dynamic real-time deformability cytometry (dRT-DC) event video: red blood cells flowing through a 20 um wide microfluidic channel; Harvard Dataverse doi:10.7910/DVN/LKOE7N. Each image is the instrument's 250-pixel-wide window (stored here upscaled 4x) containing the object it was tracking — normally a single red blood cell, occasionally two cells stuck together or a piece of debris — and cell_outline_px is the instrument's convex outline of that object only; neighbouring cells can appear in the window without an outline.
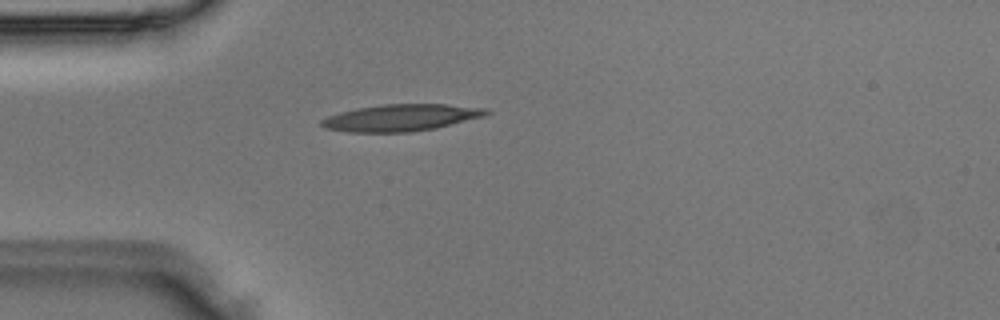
{"species": "Egyptian fruit bat (a non-hibernating species)", "species_latin": "Rousettus aegyptiacus", "temperature_condition": "room temperature", "stored_images_in_passage": 38, "camera_frame_rate_fps": 3000, "um_per_image_px": 0.085, "animal": {"sex": "male"}, "frame": {"image": 1, "passage_image": 3, "time_ms": 0.667, "image_size_px": [1000, 320], "cell_outline_px": [[492, 112], [484, 116], [436, 128], [412, 132], [348, 132], [324, 128], [320, 124], [320, 120], [328, 116], [340, 112], [356, 108], [384, 104], [444, 104], [488, 108]], "centroid_in_image_um": [34.09, 10.0], "position_along_channel_um": 50.9, "area_um2": 25.84}}
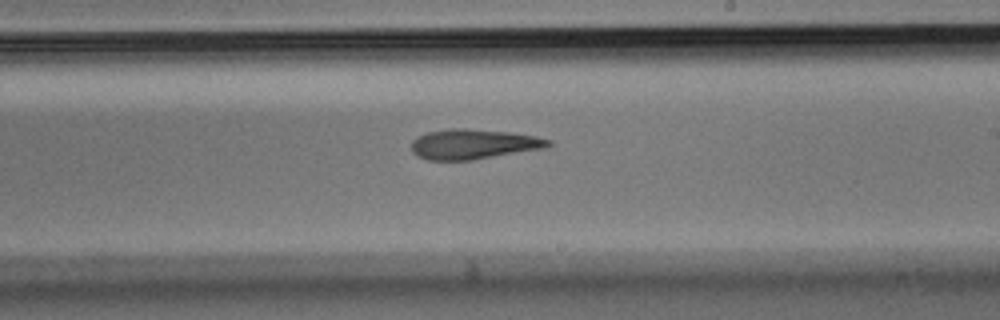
{"frame": {"image": 2, "passage_image": 18, "time_ms": 5.667, "image_size_px": [1000, 320], "cell_outline_px": [[552, 144], [548, 148], [472, 160], [428, 160], [416, 156], [412, 152], [412, 140], [416, 136], [428, 132], [448, 128], [464, 128], [508, 132], [536, 136], [552, 140]], "centroid_in_image_um": [40.25, 12.25], "position_along_channel_um": 248.7, "area_um2": 24.22}}
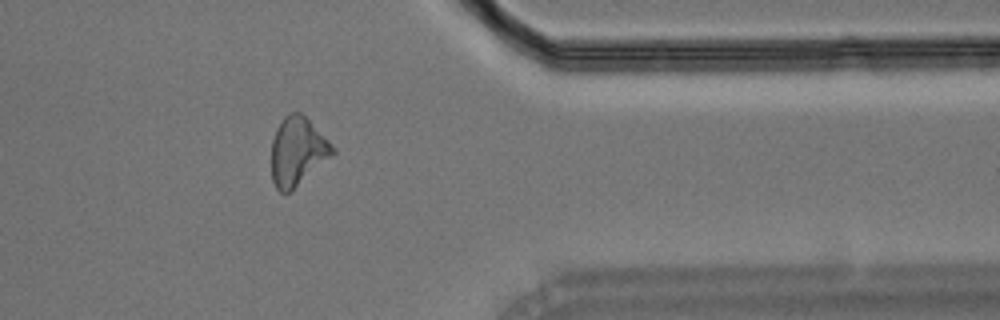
{"frame": {"image": 3, "passage_image": 29, "time_ms": 9.333, "image_size_px": [1000, 320], "cell_outline_px": [[336, 152], [288, 192], [280, 192], [276, 188], [272, 180], [272, 140], [276, 128], [284, 116], [292, 112], [300, 112], [336, 148]], "centroid_in_image_um": [25.27, 12.84], "position_along_channel_um": 386.1, "area_um2": 23.76}}